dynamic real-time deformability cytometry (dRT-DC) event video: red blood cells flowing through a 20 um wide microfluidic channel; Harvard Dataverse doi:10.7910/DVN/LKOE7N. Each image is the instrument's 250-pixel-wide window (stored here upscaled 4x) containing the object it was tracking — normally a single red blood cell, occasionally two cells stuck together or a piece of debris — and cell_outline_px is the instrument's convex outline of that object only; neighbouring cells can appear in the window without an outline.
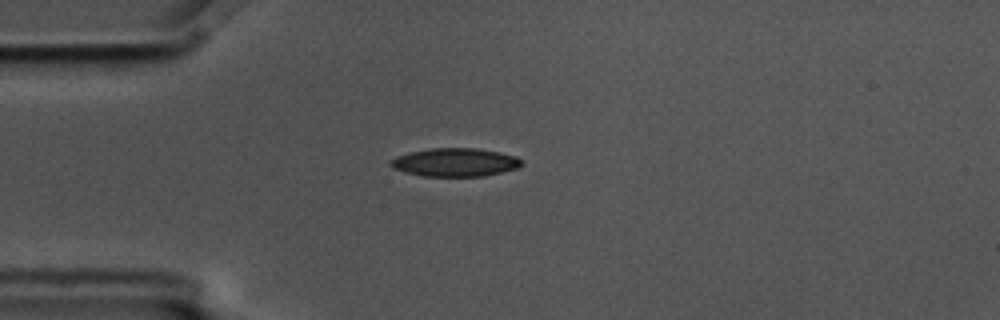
{"species": "common noctule bat (a hibernating species)", "species_latin": "Nyctalus noctula", "temperature_condition": "cold", "stored_images_in_passage": 2, "camera_frame_rate_fps": 3000, "um_per_image_px": 0.085, "animal": {"sex": "male", "body_mass_g": 17.5, "forearm_length_mm": 52.3}, "frame": {"image": 1, "passage_image": 1, "time_ms": 0.0, "image_size_px": [1000, 320], "cell_outline_px": [[520, 164], [516, 168], [484, 176], [424, 176], [404, 172], [388, 164], [396, 156], [412, 152], [432, 148], [476, 148], [516, 156], [520, 160]], "centroid_in_image_um": [38.65, 13.8], "position_along_channel_um": 46.3, "area_um2": 21.15}}